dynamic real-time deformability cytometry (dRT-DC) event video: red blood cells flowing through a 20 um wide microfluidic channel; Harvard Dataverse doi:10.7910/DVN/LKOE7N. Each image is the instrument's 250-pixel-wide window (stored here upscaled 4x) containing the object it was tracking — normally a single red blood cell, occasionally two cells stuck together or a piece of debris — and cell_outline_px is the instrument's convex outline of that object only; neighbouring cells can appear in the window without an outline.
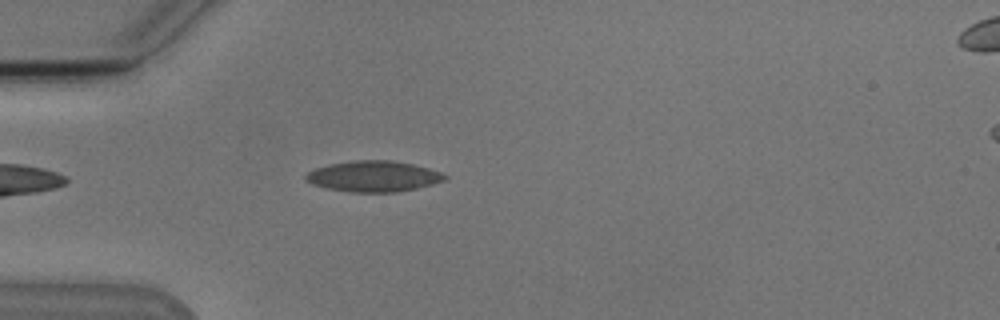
{"species": "Egyptian fruit bat (a non-hibernating species)", "species_latin": "Rousettus aegyptiacus", "temperature_condition": "cold", "stored_images_in_passage": 32, "camera_frame_rate_fps": 3000, "um_per_image_px": 0.085, "animal": {"sex": "male"}, "frame": {"image": 1, "passage_image": 3, "time_ms": 0.667, "image_size_px": [1000, 320], "cell_outline_px": [[448, 176], [444, 180], [432, 184], [416, 188], [396, 192], [348, 192], [328, 188], [312, 184], [304, 180], [304, 176], [308, 172], [316, 168], [332, 164], [356, 160], [392, 160], [412, 164], [428, 168], [440, 172]], "centroid_in_image_um": [31.73, 14.99], "position_along_channel_um": 53.3, "area_um2": 24.8}}
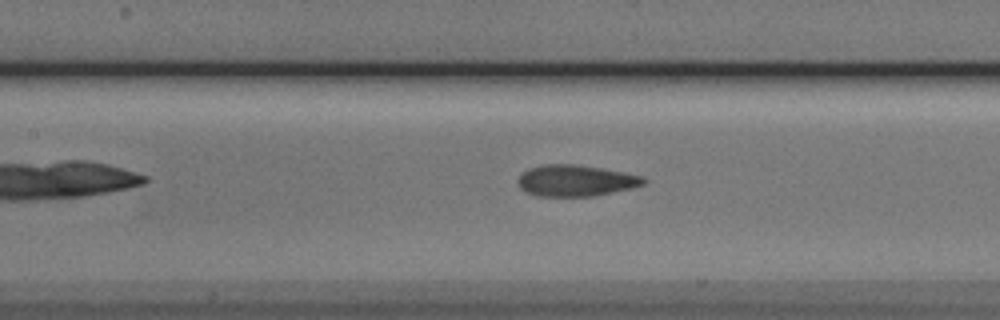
{"frame": {"image": 2, "passage_image": 12, "time_ms": 3.667, "image_size_px": [1000, 320], "cell_outline_px": [[648, 180], [644, 184], [632, 188], [592, 196], [536, 196], [524, 192], [520, 188], [516, 180], [528, 168], [544, 164], [576, 164], [600, 168], [640, 176]], "centroid_in_image_um": [48.87, 15.36], "position_along_channel_um": 158.5, "area_um2": 22.83}}
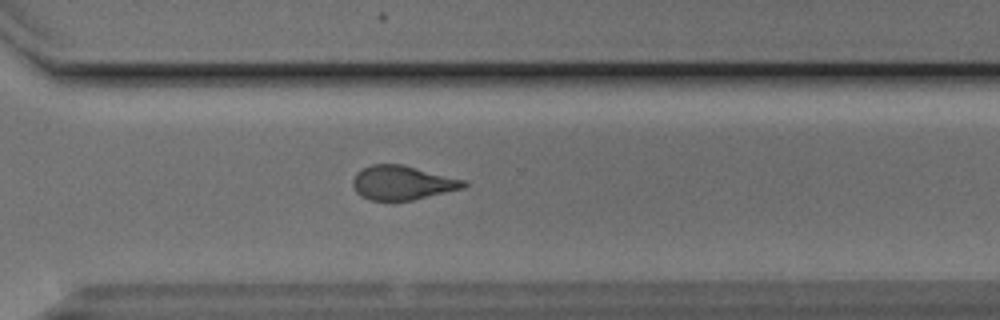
{"frame": {"image": 3, "passage_image": 26, "time_ms": 8.333, "image_size_px": [1000, 320], "cell_outline_px": [[468, 184], [464, 188], [412, 200], [372, 200], [356, 192], [352, 184], [352, 180], [356, 172], [372, 164], [400, 164], [468, 180]], "centroid_in_image_um": [34.23, 15.52], "position_along_channel_um": 336.4, "area_um2": 21.96}, "authors_computed_cell_mechanics": {"area_um2": 22.8021, "velocity_mm_per_s": 3.8152, "shape_relaxation_time_tau1_ms": 5.5026, "shape_relaxation_time_tau2_ms": 1.245, "deformation_change_tau1": 0.1555, "deformation_change_tau2": 0.0813}}